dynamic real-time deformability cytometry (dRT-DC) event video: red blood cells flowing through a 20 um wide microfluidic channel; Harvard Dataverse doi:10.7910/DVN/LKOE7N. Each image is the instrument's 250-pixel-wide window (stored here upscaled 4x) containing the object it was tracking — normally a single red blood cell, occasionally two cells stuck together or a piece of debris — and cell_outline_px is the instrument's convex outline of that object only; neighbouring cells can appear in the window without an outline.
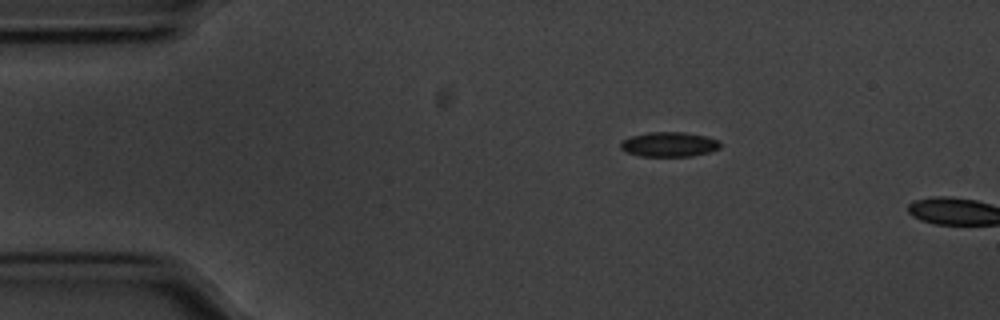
{"species": "common noctule bat (a hibernating species)", "species_latin": "Nyctalus noctula", "temperature_condition": "cold", "stored_images_in_passage": 3, "camera_frame_rate_fps": 3000, "um_per_image_px": 0.085, "animal": {"sex": "male", "body_mass_g": 20.1, "forearm_length_mm": 53.5}, "frame": {"image": 1, "passage_image": 1, "time_ms": 0.0, "image_size_px": [1000, 320], "cell_outline_px": [[720, 148], [708, 152], [692, 156], [640, 156], [624, 152], [620, 148], [620, 144], [624, 140], [632, 136], [648, 132], [684, 132], [704, 136], [720, 140]], "centroid_in_image_um": [56.86, 12.27], "position_along_channel_um": 28.1, "area_um2": 14.33}}